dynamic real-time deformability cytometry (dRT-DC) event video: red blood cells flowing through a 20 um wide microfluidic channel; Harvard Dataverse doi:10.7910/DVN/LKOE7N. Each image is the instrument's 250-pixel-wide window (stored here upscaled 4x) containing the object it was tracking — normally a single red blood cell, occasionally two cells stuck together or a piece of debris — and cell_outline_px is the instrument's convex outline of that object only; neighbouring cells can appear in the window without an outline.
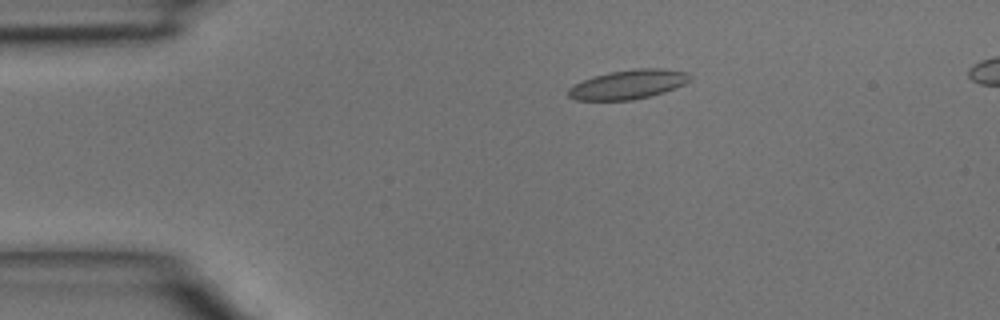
{"species": "common noctule bat (a hibernating species)", "species_latin": "Nyctalus noctula", "temperature_condition": "room temperature", "stored_images_in_passage": 5, "segment_of_instrument_passage": [1, 2], "camera_frame_rate_fps": 3000, "um_per_image_px": 0.085, "animal": {"sex": "male", "body_mass_g": 15.6}, "frame": {"image": 1, "passage_image": 3, "time_ms": 0.667, "image_size_px": [1000, 320], "cell_outline_px": [[692, 80], [676, 88], [664, 92], [632, 100], [576, 100], [568, 96], [568, 88], [584, 80], [596, 76], [612, 72], [636, 68], [664, 68], [688, 72], [692, 76]], "centroid_in_image_um": [53.47, 7.17], "position_along_channel_um": 31.5, "area_um2": 20.63}}